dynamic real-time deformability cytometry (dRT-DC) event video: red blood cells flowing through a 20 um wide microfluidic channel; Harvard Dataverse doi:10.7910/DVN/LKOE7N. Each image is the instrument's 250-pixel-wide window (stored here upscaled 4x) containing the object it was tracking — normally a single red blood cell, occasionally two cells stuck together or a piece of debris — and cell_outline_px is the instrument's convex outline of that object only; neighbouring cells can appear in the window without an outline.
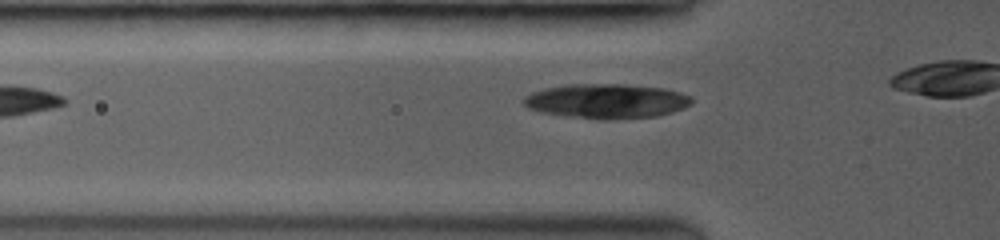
{"species": "common noctule bat (a hibernating species)", "species_latin": "Nyctalus noctula", "temperature_condition": "room temperature", "stored_images_in_passage": 10, "camera_frame_rate_fps": 3500, "um_per_image_px": 0.085, "animal": {"sex": "female", "body_mass_g": 19.0, "forearm_length_mm": 53.3}, "frame": {"image": 1, "passage_image": 4, "time_ms": 0.857, "image_size_px": [1000, 240], "cell_outline_px": [[692, 100], [688, 104], [672, 112], [656, 116], [608, 120], [600, 120], [540, 112], [528, 108], [524, 104], [524, 96], [532, 92], [548, 88], [572, 84], [624, 84], [664, 88], [688, 96]], "centroid_in_image_um": [51.51, 8.6], "position_along_channel_um": 74.3, "area_um2": 33.41}}
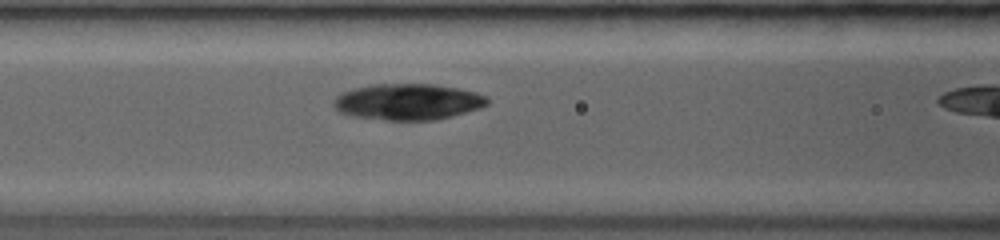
{"frame": {"image": 2, "passage_image": 9, "time_ms": 2.286, "image_size_px": [1000, 240], "cell_outline_px": [[488, 104], [464, 112], [432, 120], [388, 120], [352, 116], [340, 112], [336, 108], [336, 96], [344, 92], [356, 88], [376, 84], [432, 84], [456, 88], [472, 92], [484, 96], [488, 100]], "centroid_in_image_um": [34.64, 8.65], "position_along_channel_um": 132.0, "area_um2": 31.5}}